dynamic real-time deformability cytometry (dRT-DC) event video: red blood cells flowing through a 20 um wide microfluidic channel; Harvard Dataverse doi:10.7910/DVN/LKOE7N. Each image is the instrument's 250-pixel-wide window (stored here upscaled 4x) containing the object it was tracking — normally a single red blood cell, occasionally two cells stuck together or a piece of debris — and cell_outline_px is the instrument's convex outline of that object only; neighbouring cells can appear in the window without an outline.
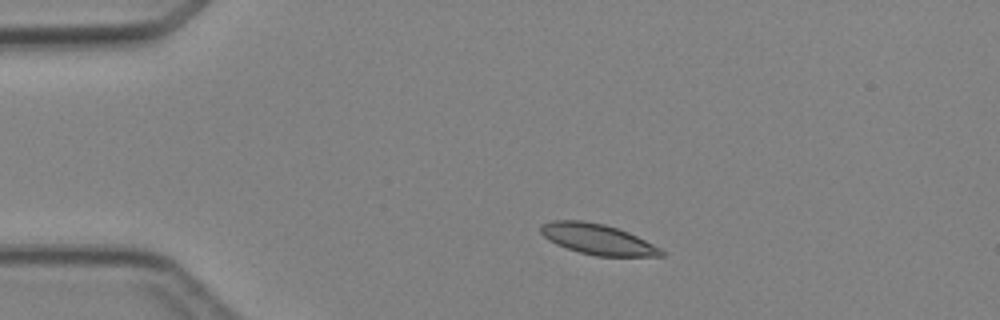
{"species": "Egyptian fruit bat (a non-hibernating species)", "species_latin": "Rousettus aegyptiacus", "temperature_condition": "cold", "stored_images_in_passage": 3, "camera_frame_rate_fps": 3000, "um_per_image_px": 0.085, "animal": {"sex": "female"}, "frame": {"image": 1, "passage_image": 2, "time_ms": 1.0, "image_size_px": [1000, 320], "cell_outline_px": [[664, 256], [596, 256], [580, 252], [556, 244], [548, 240], [540, 232], [540, 224], [552, 220], [580, 220], [604, 224], [628, 232], [660, 248], [664, 252]], "centroid_in_image_um": [50.75, 20.33], "position_along_channel_um": 34.2, "area_um2": 21.27}}